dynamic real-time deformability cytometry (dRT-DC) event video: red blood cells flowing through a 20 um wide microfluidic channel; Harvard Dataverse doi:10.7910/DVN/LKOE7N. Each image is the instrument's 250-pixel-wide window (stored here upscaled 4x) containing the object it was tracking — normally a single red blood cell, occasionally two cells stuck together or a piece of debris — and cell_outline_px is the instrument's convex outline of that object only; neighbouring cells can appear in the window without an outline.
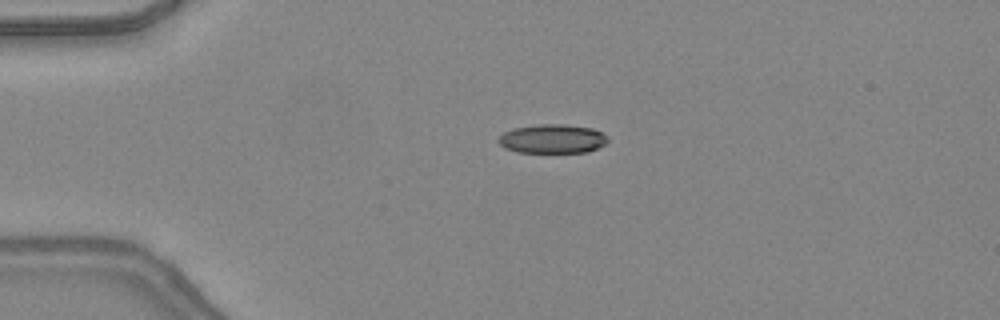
{"species": "common noctule bat (a hibernating species)", "species_latin": "Nyctalus noctula", "temperature_condition": "warm", "stored_images_in_passage": 48, "camera_frame_rate_fps": 3000, "um_per_image_px": 0.085, "animal": {"sex": "female", "body_mass_g": 24.6, "forearm_length_mm": 56.2}, "frame": {"image": 1, "passage_image": 12, "time_ms": 3.667, "image_size_px": [1000, 320], "cell_outline_px": [[608, 140], [604, 144], [588, 152], [516, 152], [504, 148], [496, 140], [504, 132], [512, 128], [536, 124], [564, 124], [592, 128], [608, 136]], "centroid_in_image_um": [46.92, 11.79], "position_along_channel_um": 38.1, "area_um2": 18.55}}
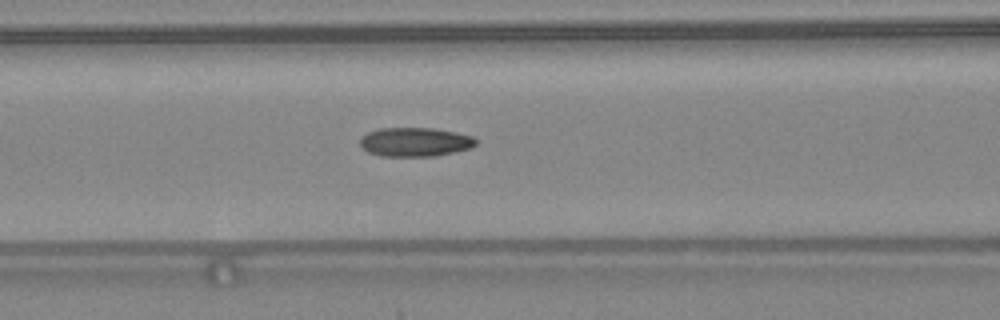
{"frame": {"image": 2, "passage_image": 21, "time_ms": 6.667, "image_size_px": [1000, 320], "cell_outline_px": [[476, 144], [472, 148], [456, 152], [436, 156], [380, 156], [368, 152], [360, 144], [360, 136], [368, 132], [380, 128], [432, 128], [456, 132], [472, 136], [476, 140]], "centroid_in_image_um": [35.28, 12.07], "position_along_channel_um": 131.3, "area_um2": 19.71}}
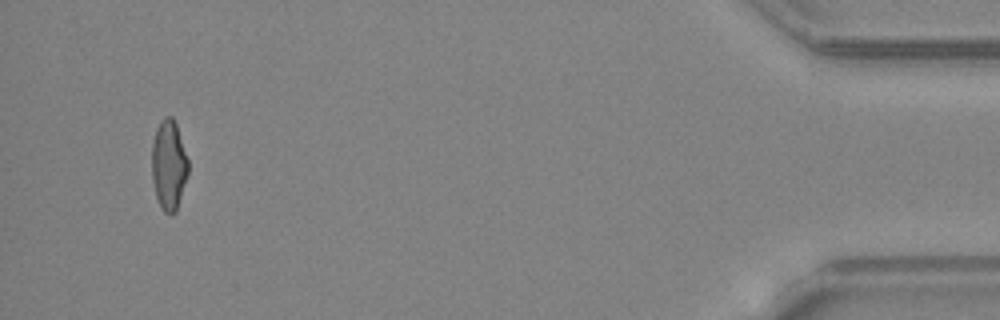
{"frame": {"image": 3, "passage_image": 46, "time_ms": 15.0, "image_size_px": [1000, 320], "cell_outline_px": [[188, 176], [176, 212], [172, 216], [164, 212], [156, 196], [152, 180], [152, 140], [156, 128], [160, 120], [164, 116], [172, 116], [176, 124], [188, 160]], "centroid_in_image_um": [14.34, 14.03], "position_along_channel_um": 420.9, "area_um2": 19.25}, "authors_computed_cell_mechanics": {"area_um2": 19.2185, "velocity_mm_per_s": 4.4033, "shape_relaxation_time_tau1_ms": null, "shape_relaxation_time_tau2_ms": 1.9288, "deformation_change_tau1": null, "deformation_change_tau2": 0.0806}}